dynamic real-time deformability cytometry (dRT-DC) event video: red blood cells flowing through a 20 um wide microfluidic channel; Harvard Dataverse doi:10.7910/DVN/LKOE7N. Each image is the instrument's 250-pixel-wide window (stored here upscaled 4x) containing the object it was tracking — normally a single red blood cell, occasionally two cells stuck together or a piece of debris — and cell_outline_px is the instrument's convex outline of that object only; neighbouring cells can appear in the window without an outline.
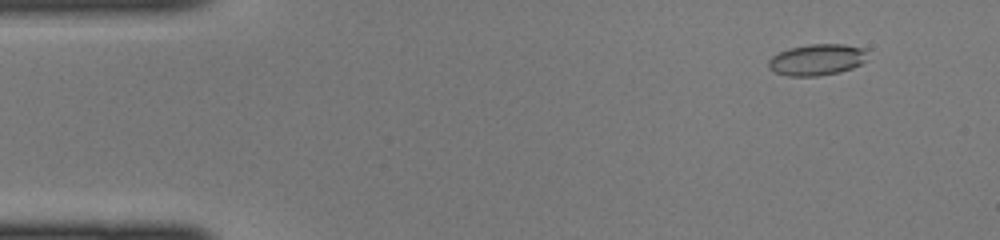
{"species": "common noctule bat (a hibernating species)", "species_latin": "Nyctalus noctula", "temperature_condition": "cold", "stored_images_in_passage": 44, "camera_frame_rate_fps": 3000, "um_per_image_px": 0.085, "animal": {"sex": "female", "body_mass_g": 22.0, "forearm_length_mm": 56.7}, "frame": {"image": 1, "passage_image": 4, "time_ms": 1.0, "image_size_px": [1000, 240], "cell_outline_px": [[868, 60], [852, 68], [840, 72], [816, 76], [788, 76], [776, 72], [768, 68], [768, 60], [772, 56], [788, 48], [808, 44], [844, 44], [868, 48]], "centroid_in_image_um": [69.49, 5.06], "position_along_channel_um": 15.5, "area_um2": 18.38}}
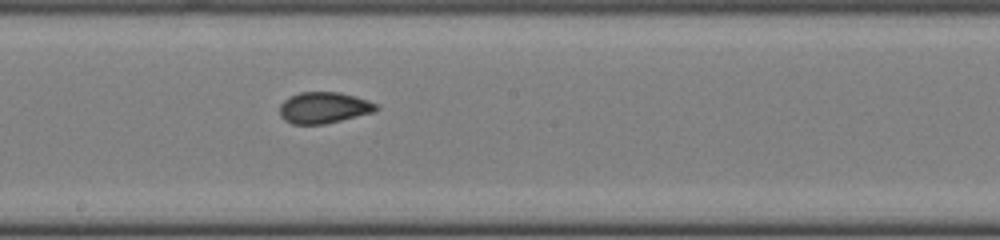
{"frame": {"image": 2, "passage_image": 24, "time_ms": 7.667, "image_size_px": [1000, 240], "cell_outline_px": [[380, 108], [376, 112], [324, 124], [292, 124], [284, 120], [280, 116], [280, 104], [288, 96], [300, 92], [340, 92], [356, 96], [368, 100], [376, 104]], "centroid_in_image_um": [27.53, 9.15], "position_along_channel_um": 220.7, "area_um2": 17.8}}
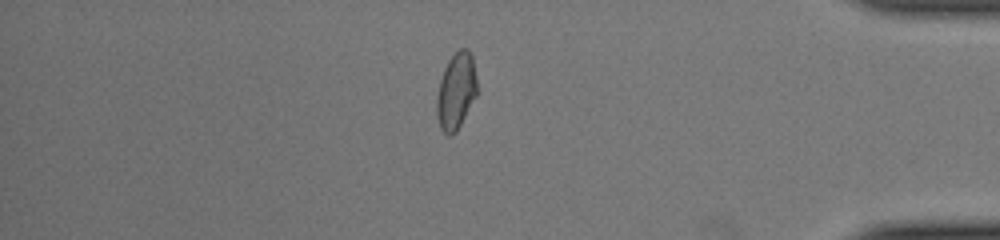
{"frame": {"image": 3, "passage_image": 38, "time_ms": 12.333, "image_size_px": [1000, 240], "cell_outline_px": [[476, 96], [456, 132], [452, 136], [448, 136], [440, 128], [436, 112], [436, 96], [440, 80], [444, 68], [448, 60], [460, 48], [468, 48], [472, 56], [476, 76]], "centroid_in_image_um": [38.75, 7.75], "position_along_channel_um": 396.4, "area_um2": 17.98}}